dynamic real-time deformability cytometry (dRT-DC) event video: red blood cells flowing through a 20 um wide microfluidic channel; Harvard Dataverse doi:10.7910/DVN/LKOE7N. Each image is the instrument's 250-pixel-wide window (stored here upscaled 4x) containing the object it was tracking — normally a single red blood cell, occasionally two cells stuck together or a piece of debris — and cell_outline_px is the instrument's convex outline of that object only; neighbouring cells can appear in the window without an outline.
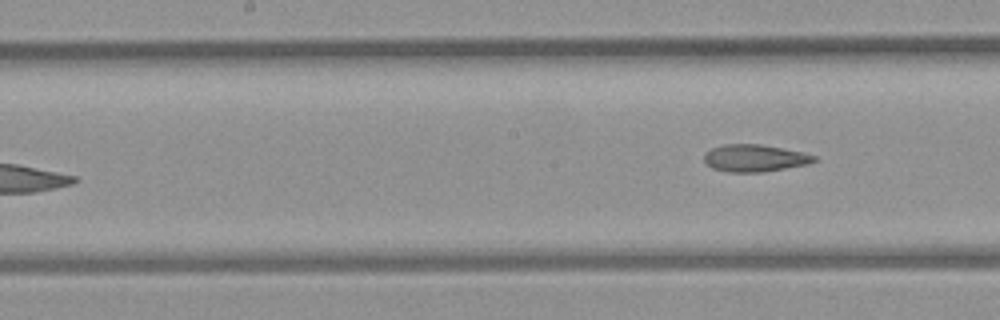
{"species": "common noctule bat (a hibernating species)", "species_latin": "Nyctalus noctula", "temperature_condition": "room temperature", "stored_images_in_passage": 8, "camera_frame_rate_fps": 3000, "um_per_image_px": 0.085, "animal": {"sex": "female", "body_mass_g": 21.9}, "frame": {"image": 1, "passage_image": 8, "time_ms": 8.0, "image_size_px": [1000, 320], "cell_outline_px": [[816, 160], [808, 164], [764, 172], [728, 172], [712, 168], [704, 160], [704, 156], [712, 148], [724, 144], [760, 144], [804, 152], [816, 156]], "centroid_in_image_um": [64.17, 13.44], "position_along_channel_um": 184.0, "area_um2": 17.34}}